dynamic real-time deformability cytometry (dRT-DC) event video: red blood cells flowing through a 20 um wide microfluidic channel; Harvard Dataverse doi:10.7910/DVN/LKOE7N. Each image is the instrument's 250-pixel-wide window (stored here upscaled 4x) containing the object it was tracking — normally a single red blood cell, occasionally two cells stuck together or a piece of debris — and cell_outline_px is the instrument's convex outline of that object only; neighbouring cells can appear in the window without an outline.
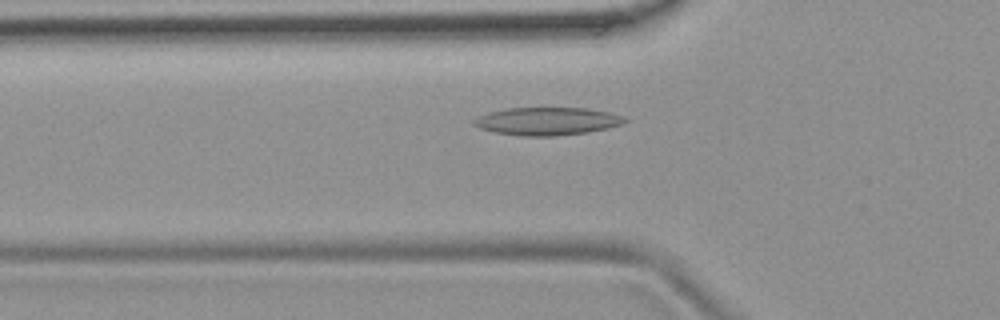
{"species": "common noctule bat (a hibernating species)", "species_latin": "Nyctalus noctula", "temperature_condition": "room temperature", "stored_images_in_passage": 49, "camera_frame_rate_fps": 3000, "um_per_image_px": 0.085, "animal": {"sex": "female", "body_mass_g": 19.9}, "frame": {"image": 1, "passage_image": 15, "time_ms": 4.667, "image_size_px": [1000, 320], "cell_outline_px": [[628, 120], [620, 124], [608, 128], [588, 132], [556, 136], [520, 136], [496, 132], [480, 128], [472, 124], [472, 120], [488, 112], [508, 108], [588, 108], [608, 112], [624, 116]], "centroid_in_image_um": [46.51, 10.3], "position_along_channel_um": 79.3, "area_um2": 24.45}}
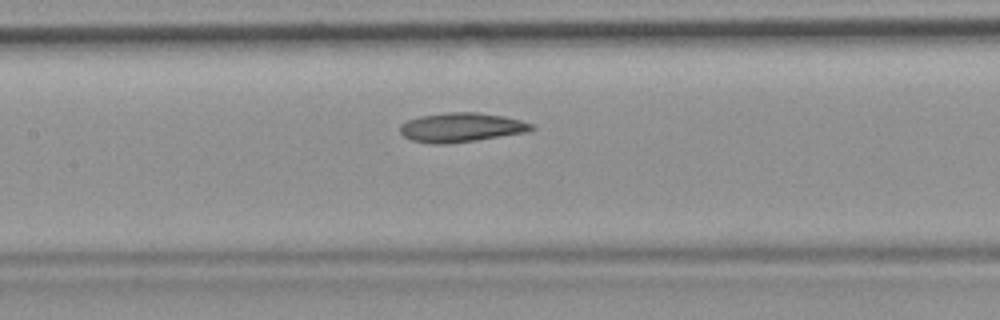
{"frame": {"image": 2, "passage_image": 22, "time_ms": 7.0, "image_size_px": [1000, 320], "cell_outline_px": [[536, 128], [524, 132], [476, 140], [448, 144], [432, 144], [412, 140], [404, 136], [400, 132], [400, 124], [408, 120], [420, 116], [448, 112], [480, 112], [504, 116], [520, 120], [532, 124]], "centroid_in_image_um": [39.18, 10.82], "position_along_channel_um": 168.2, "area_um2": 22.31}}
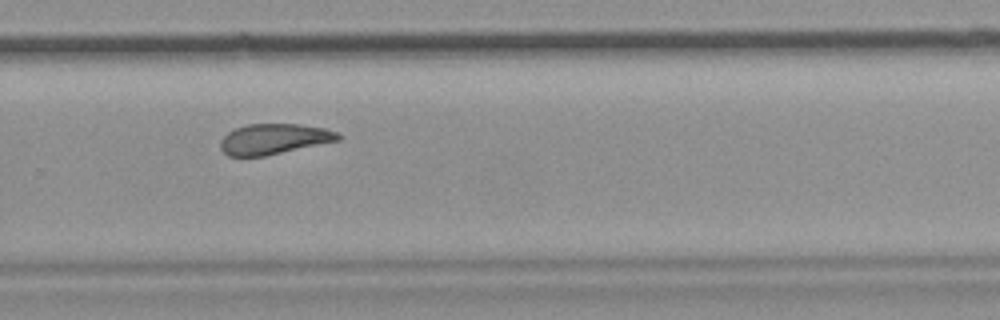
{"frame": {"image": 3, "passage_image": 33, "time_ms": 10.667, "image_size_px": [1000, 320], "cell_outline_px": [[344, 136], [340, 140], [264, 156], [228, 156], [220, 148], [220, 140], [228, 132], [236, 128], [248, 124], [300, 124], [324, 128], [336, 132]], "centroid_in_image_um": [23.29, 11.81], "position_along_channel_um": 306.5, "area_um2": 20.87}, "authors_computed_cell_mechanics": {"area_um2": 22.7154, "velocity_mm_per_s": 3.7882, "shape_relaxation_time_tau1_ms": null, "shape_relaxation_time_tau2_ms": 8.1224, "deformation_change_tau1": null, "deformation_change_tau2": 0.1746}}